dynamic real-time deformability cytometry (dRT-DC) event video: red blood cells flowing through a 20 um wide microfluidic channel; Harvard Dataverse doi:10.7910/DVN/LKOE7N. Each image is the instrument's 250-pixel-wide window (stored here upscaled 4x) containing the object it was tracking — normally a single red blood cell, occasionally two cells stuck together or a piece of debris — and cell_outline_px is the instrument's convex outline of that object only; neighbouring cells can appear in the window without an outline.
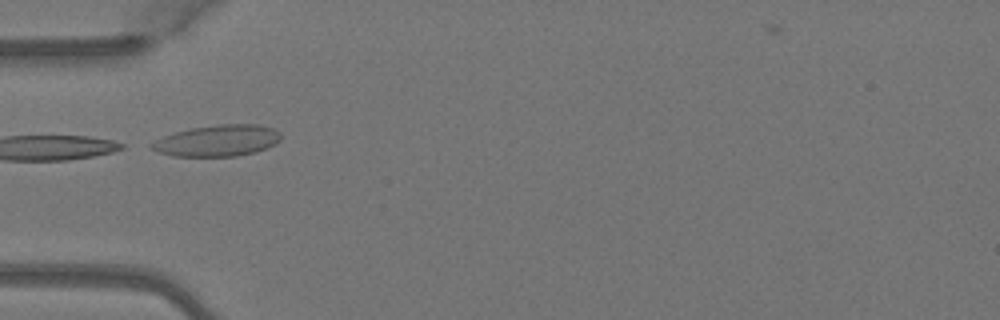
{"species": "Egyptian fruit bat (a non-hibernating species)", "species_latin": "Rousettus aegyptiacus", "temperature_condition": "warm", "stored_images_in_passage": 1, "camera_frame_rate_fps": 3000, "um_per_image_px": 0.085, "animal": {"sex": "female"}, "frame": {"image": 1, "passage_image": 1, "time_ms": 0.0, "image_size_px": [1000, 320], "cell_outline_px": [[280, 140], [276, 144], [268, 148], [256, 152], [236, 156], [172, 156], [160, 152], [152, 148], [148, 144], [164, 136], [176, 132], [192, 128], [220, 124], [260, 124], [272, 128], [280, 132]], "centroid_in_image_um": [18.53, 11.95], "position_along_channel_um": 66.5, "area_um2": 23.58}}